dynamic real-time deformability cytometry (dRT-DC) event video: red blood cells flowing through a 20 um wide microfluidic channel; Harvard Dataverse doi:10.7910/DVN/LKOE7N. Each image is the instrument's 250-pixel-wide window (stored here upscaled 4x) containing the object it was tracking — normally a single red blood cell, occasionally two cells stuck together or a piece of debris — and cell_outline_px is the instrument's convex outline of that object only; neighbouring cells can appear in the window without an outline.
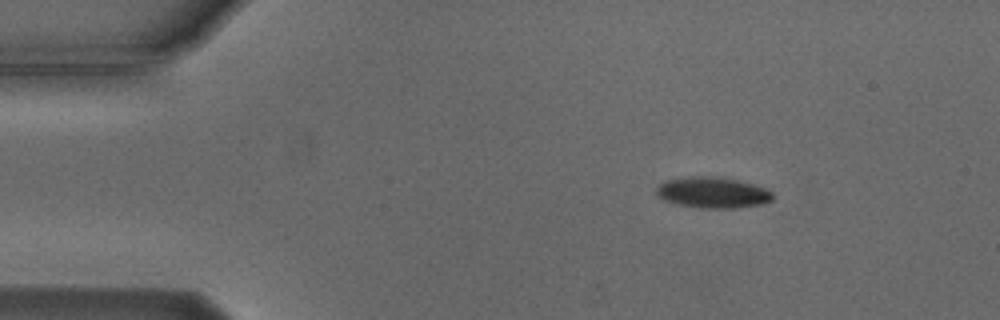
{"species": "Egyptian fruit bat (a non-hibernating species)", "species_latin": "Rousettus aegyptiacus", "temperature_condition": "cold", "stored_images_in_passage": 3, "camera_frame_rate_fps": 3000, "um_per_image_px": 0.085, "animal": {"sex": "male"}, "frame": {"image": 1, "passage_image": 1, "time_ms": 0.0, "image_size_px": [1000, 320], "cell_outline_px": [[772, 200], [764, 204], [736, 208], [700, 208], [676, 204], [664, 200], [656, 192], [656, 188], [664, 180], [684, 176], [716, 176], [736, 180], [752, 184], [764, 188], [772, 192]], "centroid_in_image_um": [60.55, 16.36], "position_along_channel_um": 24.4, "area_um2": 21.1}}